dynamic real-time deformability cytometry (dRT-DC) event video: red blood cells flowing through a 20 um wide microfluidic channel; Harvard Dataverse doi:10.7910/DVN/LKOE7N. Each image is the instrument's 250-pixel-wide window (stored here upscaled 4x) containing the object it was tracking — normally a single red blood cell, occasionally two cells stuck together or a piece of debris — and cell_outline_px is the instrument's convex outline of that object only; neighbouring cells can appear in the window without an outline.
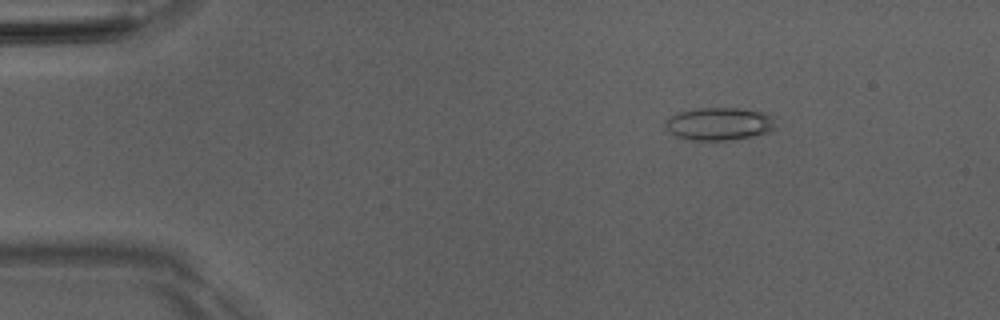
{"species": "Egyptian fruit bat (a non-hibernating species)", "species_latin": "Rousettus aegyptiacus", "temperature_condition": "room temperature", "stored_images_in_passage": 18, "camera_frame_rate_fps": 3000, "um_per_image_px": 0.085, "animal": {"sex": "male"}, "frame": {"image": 1, "passage_image": 1, "time_ms": 0.0, "image_size_px": [1000, 320], "cell_outline_px": [[776, 128], [752, 136], [732, 140], [692, 140], [676, 136], [668, 132], [664, 128], [664, 120], [680, 112], [696, 108], [736, 108], [760, 112], [772, 116]], "centroid_in_image_um": [61.06, 10.53], "position_along_channel_um": 23.9, "area_um2": 20.92}}
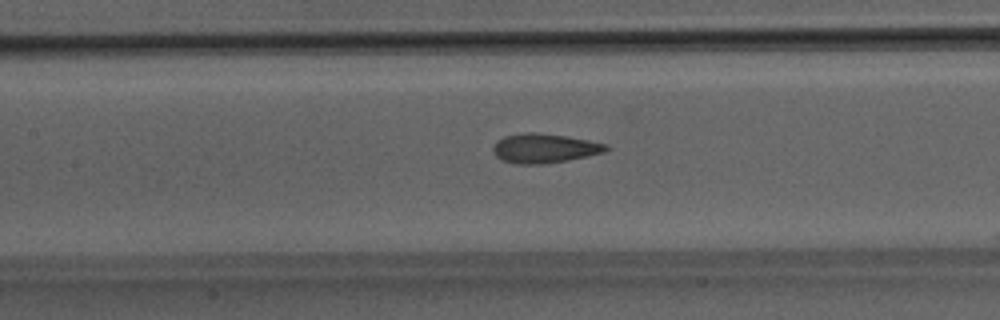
{"frame": {"image": 2, "passage_image": 17, "time_ms": 5.333, "image_size_px": [1000, 320], "cell_outline_px": [[608, 148], [604, 152], [588, 156], [568, 160], [544, 164], [520, 164], [500, 160], [492, 152], [492, 148], [504, 136], [528, 132], [536, 132], [564, 136], [588, 140], [608, 144]], "centroid_in_image_um": [46.27, 12.61], "position_along_channel_um": 161.1, "area_um2": 19.19}}